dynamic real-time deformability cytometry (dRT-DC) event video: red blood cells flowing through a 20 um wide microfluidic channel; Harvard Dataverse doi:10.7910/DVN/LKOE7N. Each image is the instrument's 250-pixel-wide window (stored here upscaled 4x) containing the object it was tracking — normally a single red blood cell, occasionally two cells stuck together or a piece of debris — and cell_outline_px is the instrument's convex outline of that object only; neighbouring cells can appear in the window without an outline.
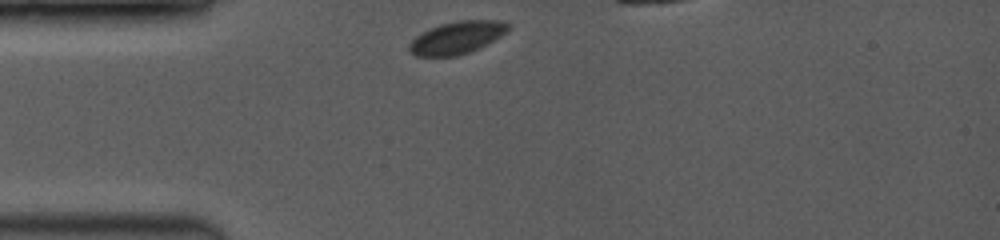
{"species": "common noctule bat (a hibernating species)", "species_latin": "Nyctalus noctula", "temperature_condition": "room temperature", "stored_images_in_passage": 13, "segment_of_instrument_passage": [1, 2], "camera_frame_rate_fps": 3500, "um_per_image_px": 0.085, "animal": {"sex": "female", "body_mass_g": 19.0, "forearm_length_mm": 53.3}, "frame": {"image": 1, "passage_image": 1, "time_ms": 0.0, "image_size_px": [1000, 240], "cell_outline_px": [[512, 28], [500, 36], [468, 52], [456, 56], [416, 56], [408, 52], [408, 44], [420, 32], [440, 24], [456, 20], [500, 20], [512, 24]], "centroid_in_image_um": [38.81, 3.18], "position_along_channel_um": 46.2, "area_um2": 18.79}}
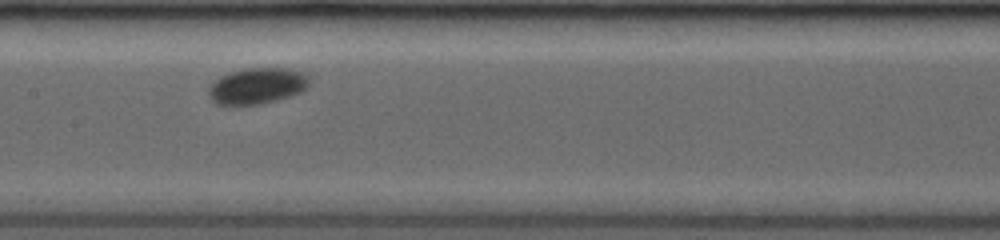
{"frame": {"image": 2, "passage_image": 7, "time_ms": 4.0, "image_size_px": [1000, 240], "cell_outline_px": [[308, 84], [300, 92], [276, 100], [260, 104], [216, 104], [208, 96], [208, 88], [220, 76], [228, 72], [244, 68], [288, 68], [304, 72], [308, 76]], "centroid_in_image_um": [21.83, 7.28], "position_along_channel_um": 185.6, "area_um2": 21.04}}
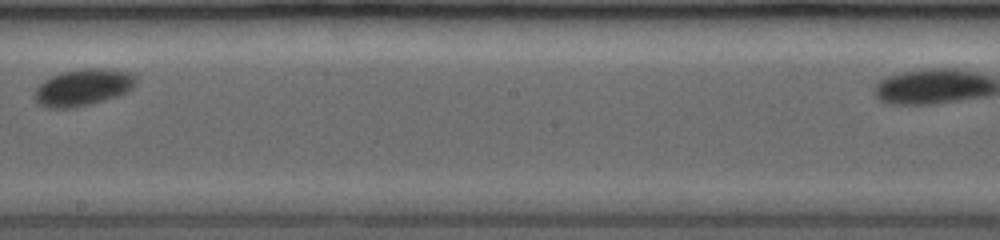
{"frame": {"image": 3, "passage_image": 10, "time_ms": 5.429, "image_size_px": [1000, 240], "cell_outline_px": [[136, 84], [132, 88], [116, 96], [104, 100], [72, 108], [44, 108], [36, 100], [36, 88], [44, 80], [52, 76], [64, 72], [84, 68], [108, 68], [128, 72], [136, 76]], "centroid_in_image_um": [7.07, 7.42], "position_along_channel_um": 241.1, "area_um2": 21.44}}